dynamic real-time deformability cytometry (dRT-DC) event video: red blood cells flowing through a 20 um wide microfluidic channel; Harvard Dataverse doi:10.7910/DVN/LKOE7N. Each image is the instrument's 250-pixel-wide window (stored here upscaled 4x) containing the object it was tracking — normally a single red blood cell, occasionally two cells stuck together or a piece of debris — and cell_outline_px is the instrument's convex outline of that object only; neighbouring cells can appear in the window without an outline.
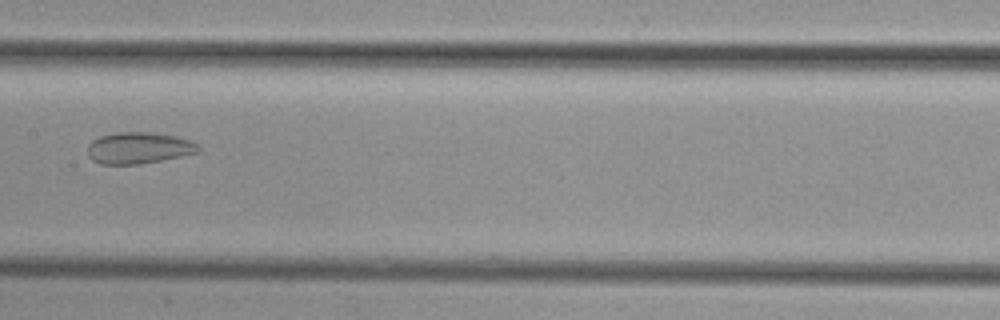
{"species": "common noctule bat (a hibernating species)", "species_latin": "Nyctalus noctula", "temperature_condition": "cold", "stored_images_in_passage": 40, "camera_frame_rate_fps": 3000, "um_per_image_px": 0.085, "animal": {"sex": "female", "body_mass_g": 29.2, "forearm_length_mm": 56.3}, "frame": {"image": 1, "passage_image": 16, "time_ms": 5.0, "image_size_px": [1000, 320], "cell_outline_px": [[200, 148], [196, 152], [180, 156], [160, 160], [136, 164], [100, 164], [92, 160], [88, 156], [88, 144], [92, 140], [100, 136], [116, 132], [148, 132], [176, 136], [200, 144]], "centroid_in_image_um": [11.75, 12.57], "position_along_channel_um": 195.6, "area_um2": 20.17}}
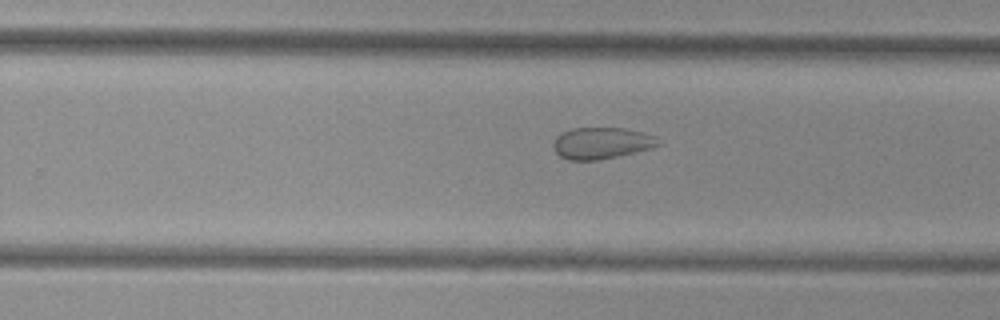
{"frame": {"image": 2, "passage_image": 22, "time_ms": 7.0, "image_size_px": [1000, 320], "cell_outline_px": [[660, 144], [652, 148], [616, 156], [596, 160], [568, 160], [560, 156], [556, 152], [552, 144], [556, 136], [560, 132], [572, 128], [624, 128], [644, 132], [656, 136]], "centroid_in_image_um": [51.11, 12.15], "position_along_channel_um": 278.7, "area_um2": 19.31}}
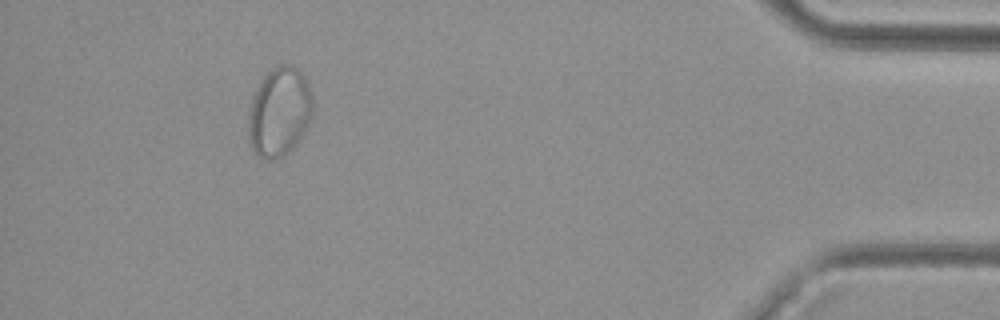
{"frame": {"image": 3, "passage_image": 36, "time_ms": 11.667, "image_size_px": [1000, 320], "cell_outline_px": [[316, 104], [312, 116], [300, 140], [284, 156], [272, 160], [264, 160], [256, 156], [252, 148], [248, 136], [248, 116], [252, 100], [256, 88], [260, 80], [272, 68], [280, 64], [292, 64], [300, 68], [312, 92]], "centroid_in_image_um": [23.78, 9.5], "position_along_channel_um": 411.4, "area_um2": 34.33}}